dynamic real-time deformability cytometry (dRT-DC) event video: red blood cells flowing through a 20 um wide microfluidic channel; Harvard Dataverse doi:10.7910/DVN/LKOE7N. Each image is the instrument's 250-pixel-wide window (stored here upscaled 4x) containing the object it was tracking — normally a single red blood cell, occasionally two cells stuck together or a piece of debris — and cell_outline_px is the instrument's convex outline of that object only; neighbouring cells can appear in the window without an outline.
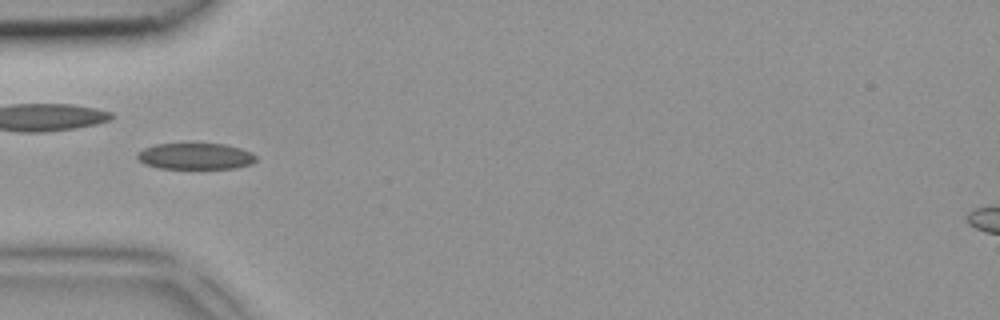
{"species": "common noctule bat (a hibernating species)", "species_latin": "Nyctalus noctula", "temperature_condition": "room temperature", "stored_images_in_passage": 1, "camera_frame_rate_fps": 3000, "um_per_image_px": 0.085, "animal": {"sex": "female", "body_mass_g": 18.4}, "frame": {"image": 1, "passage_image": 1, "time_ms": 0.0, "image_size_px": [1000, 320], "cell_outline_px": [[256, 160], [252, 164], [236, 168], [160, 168], [144, 164], [136, 156], [144, 148], [156, 144], [224, 144], [240, 148], [252, 152], [256, 156]], "centroid_in_image_um": [16.65, 13.28], "position_along_channel_um": 68.4, "area_um2": 18.03}}